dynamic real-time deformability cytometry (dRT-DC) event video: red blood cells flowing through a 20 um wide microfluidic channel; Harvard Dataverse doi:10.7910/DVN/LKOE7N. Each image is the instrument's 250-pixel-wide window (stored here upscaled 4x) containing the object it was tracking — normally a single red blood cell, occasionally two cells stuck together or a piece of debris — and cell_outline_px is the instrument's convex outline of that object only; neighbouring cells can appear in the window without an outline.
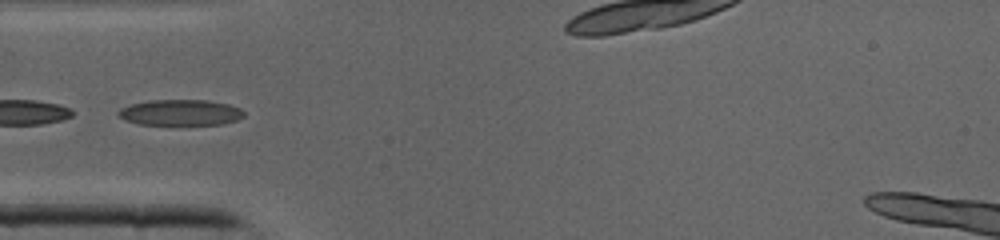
{"species": "common noctule bat (a hibernating species)", "species_latin": "Nyctalus noctula", "temperature_condition": "cold", "stored_images_in_passage": 40, "camera_frame_rate_fps": 3000, "um_per_image_px": 0.085, "animal": {"sex": "male", "body_mass_g": 19.0, "forearm_length_mm": 50.8}, "frame": {"image": 1, "passage_image": 12, "time_ms": 3.667, "image_size_px": [1000, 240], "cell_outline_px": [[244, 116], [236, 120], [224, 124], [140, 124], [128, 120], [120, 116], [116, 112], [120, 108], [132, 104], [148, 100], [208, 100], [228, 104], [240, 108], [244, 112]], "centroid_in_image_um": [15.36, 9.55], "position_along_channel_um": 69.6, "area_um2": 18.73}}